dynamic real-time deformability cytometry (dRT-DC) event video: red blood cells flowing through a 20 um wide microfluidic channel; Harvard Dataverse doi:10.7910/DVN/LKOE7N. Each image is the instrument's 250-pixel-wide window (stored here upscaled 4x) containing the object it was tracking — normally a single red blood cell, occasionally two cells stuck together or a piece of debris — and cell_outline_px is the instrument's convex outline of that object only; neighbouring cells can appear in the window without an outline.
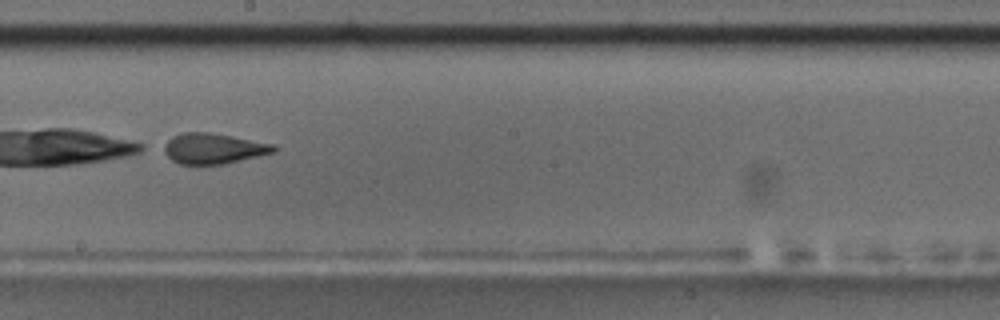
{"species": "common noctule bat (a hibernating species)", "species_latin": "Nyctalus noctula", "temperature_condition": "room temperature", "stored_images_in_passage": 54, "camera_frame_rate_fps": 3000, "um_per_image_px": 0.085, "animal": {"sex": "male", "body_mass_g": 17.5, "forearm_length_mm": 52.3}, "frame": {"image": 1, "passage_image": 31, "time_ms": 10.0, "image_size_px": [1000, 320], "cell_outline_px": [[280, 148], [276, 152], [224, 164], [180, 164], [172, 160], [156, 148], [160, 144], [172, 136], [184, 132], [208, 132], [232, 136], [276, 144]], "centroid_in_image_um": [18.08, 12.61], "position_along_channel_um": 230.1, "area_um2": 20.17}}